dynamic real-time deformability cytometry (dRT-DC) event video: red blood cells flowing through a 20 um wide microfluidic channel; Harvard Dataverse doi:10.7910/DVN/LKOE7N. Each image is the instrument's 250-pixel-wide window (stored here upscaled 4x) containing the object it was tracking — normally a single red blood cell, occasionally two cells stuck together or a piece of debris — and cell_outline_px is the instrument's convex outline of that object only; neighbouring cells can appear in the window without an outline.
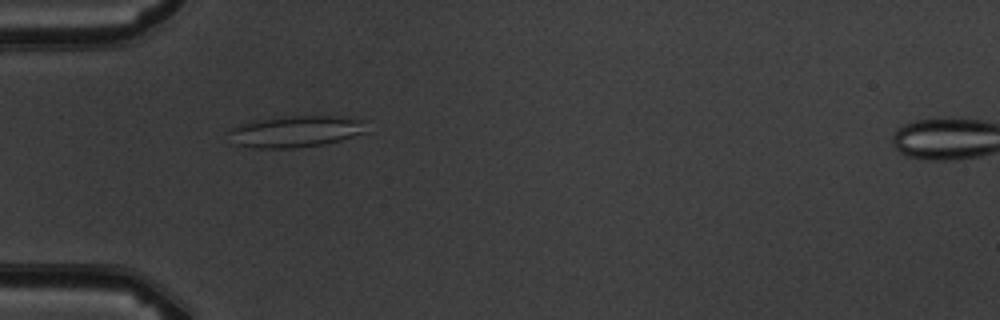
{"species": "common noctule bat (a hibernating species)", "species_latin": "Nyctalus noctula", "temperature_condition": "warm", "stored_images_in_passage": 5, "camera_frame_rate_fps": 3000, "um_per_image_px": 0.085, "animal": {"sex": "male", "body_mass_g": 19.5, "forearm_length_mm": 54.6}, "frame": {"image": 1, "passage_image": 1, "time_ms": 0.0, "image_size_px": [1000, 320], "cell_outline_px": [[368, 120], [364, 132], [340, 140], [324, 144], [292, 148], [252, 148], [232, 144], [224, 132], [228, 128], [252, 120], [284, 116], [336, 116]], "centroid_in_image_um": [25.01, 11.17], "position_along_channel_um": 60.0, "area_um2": 25.84}}
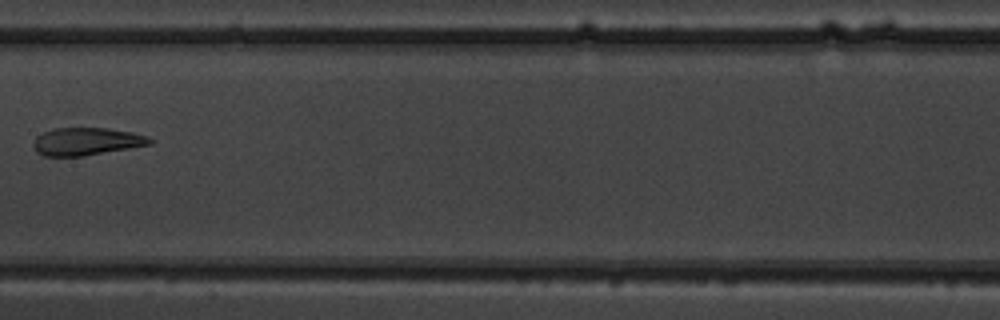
{"frame": {"image": 2, "passage_image": 4, "time_ms": 3.667, "image_size_px": [1000, 320], "cell_outline_px": [[152, 144], [84, 156], [44, 156], [36, 152], [32, 144], [36, 136], [52, 128], [108, 128], [132, 132], [148, 136], [152, 140]], "centroid_in_image_um": [7.33, 12.02], "position_along_channel_um": 200.1, "area_um2": 18.84}}
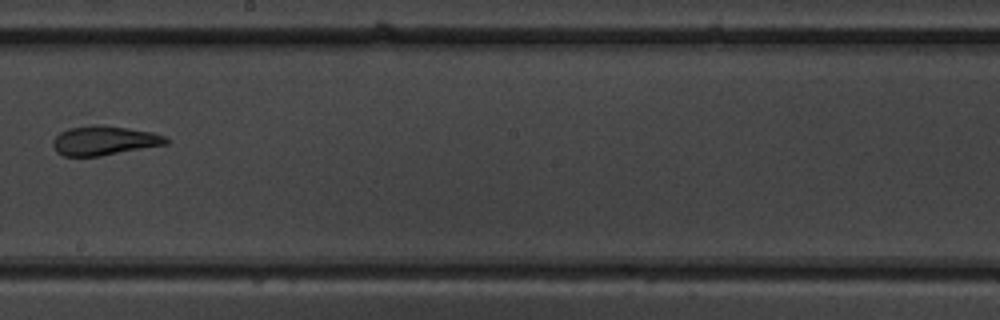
{"frame": {"image": 3, "passage_image": 5, "time_ms": 4.667, "image_size_px": [1000, 320], "cell_outline_px": [[168, 144], [100, 156], [64, 156], [56, 152], [52, 144], [52, 140], [60, 132], [72, 128], [128, 128], [152, 132], [164, 136], [168, 140]], "centroid_in_image_um": [8.86, 12.01], "position_along_channel_um": 239.3, "area_um2": 18.38}}